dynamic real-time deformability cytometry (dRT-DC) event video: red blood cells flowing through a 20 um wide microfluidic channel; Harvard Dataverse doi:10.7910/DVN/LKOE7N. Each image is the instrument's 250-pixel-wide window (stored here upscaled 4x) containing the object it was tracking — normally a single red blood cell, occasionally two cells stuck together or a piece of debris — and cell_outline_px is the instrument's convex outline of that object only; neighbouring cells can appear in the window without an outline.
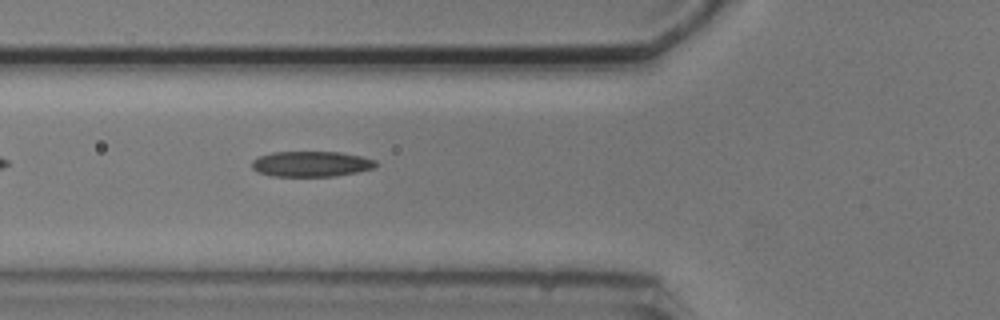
{"species": "common noctule bat (a hibernating species)", "species_latin": "Nyctalus noctula", "temperature_condition": "cold", "stored_images_in_passage": 5, "camera_frame_rate_fps": 3000, "um_per_image_px": 0.085, "animal": {"sex": "male", "body_mass_g": 20.5, "forearm_length_mm": 52.5}, "frame": {"image": 1, "passage_image": 5, "time_ms": 4.667, "image_size_px": [1000, 320], "cell_outline_px": [[380, 164], [372, 168], [356, 172], [336, 176], [272, 176], [256, 172], [252, 168], [252, 160], [260, 156], [272, 152], [340, 152], [360, 156], [376, 160]], "centroid_in_image_um": [26.44, 13.94], "position_along_channel_um": 99.4, "area_um2": 18.44}}